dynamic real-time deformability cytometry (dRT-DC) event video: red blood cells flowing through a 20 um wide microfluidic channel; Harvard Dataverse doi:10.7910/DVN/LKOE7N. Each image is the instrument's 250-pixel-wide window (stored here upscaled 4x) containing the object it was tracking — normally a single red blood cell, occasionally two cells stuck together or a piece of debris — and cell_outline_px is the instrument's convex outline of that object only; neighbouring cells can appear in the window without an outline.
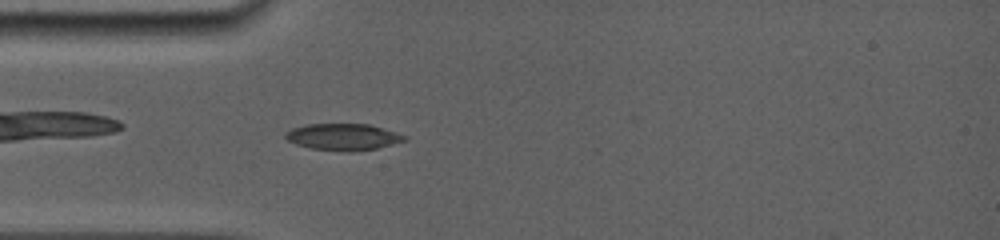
{"species": "common noctule bat (a hibernating species)", "species_latin": "Nyctalus noctula", "temperature_condition": "room temperature", "stored_images_in_passage": 78, "camera_frame_rate_fps": 5000, "um_per_image_px": 0.085, "animal": {"sex": "female", "body_mass_g": 19.0, "forearm_length_mm": 56.7}, "frame": {"image": 1, "passage_image": 22, "time_ms": 4.2, "image_size_px": [1000, 240], "cell_outline_px": [[408, 140], [376, 148], [348, 152], [312, 148], [296, 144], [288, 140], [284, 136], [284, 132], [292, 128], [308, 124], [368, 124], [396, 132], [408, 136]], "centroid_in_image_um": [29.17, 11.63], "position_along_channel_um": 55.8, "area_um2": 18.38}}
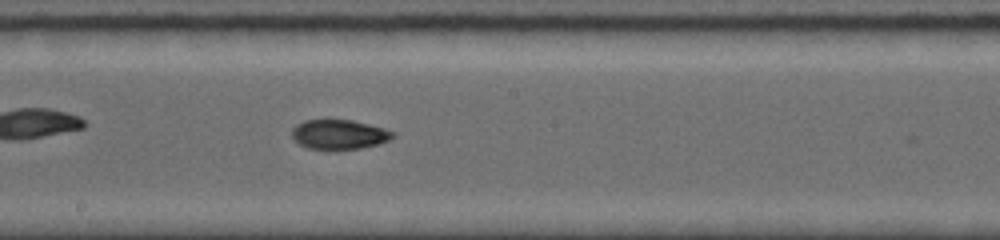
{"frame": {"image": 2, "passage_image": 43, "time_ms": 8.4, "image_size_px": [1000, 240], "cell_outline_px": [[396, 136], [380, 144], [360, 148], [308, 148], [300, 144], [292, 136], [292, 128], [296, 124], [304, 120], [352, 120], [384, 128], [396, 132]], "centroid_in_image_um": [28.86, 11.41], "position_along_channel_um": 219.3, "area_um2": 17.17}}
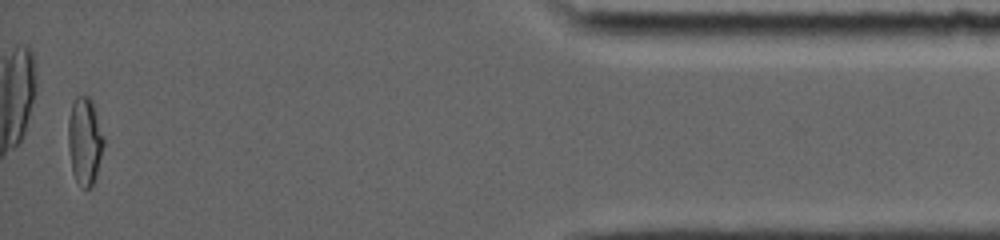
{"frame": {"image": 3, "passage_image": 77, "time_ms": 15.2, "image_size_px": [1000, 240], "cell_outline_px": [[104, 144], [96, 172], [92, 184], [88, 188], [84, 188], [76, 180], [72, 172], [68, 148], [68, 120], [72, 104], [76, 96], [88, 96], [92, 100], [104, 136]], "centroid_in_image_um": [7.19, 11.94], "position_along_channel_um": 428.0, "area_um2": 17.92}}